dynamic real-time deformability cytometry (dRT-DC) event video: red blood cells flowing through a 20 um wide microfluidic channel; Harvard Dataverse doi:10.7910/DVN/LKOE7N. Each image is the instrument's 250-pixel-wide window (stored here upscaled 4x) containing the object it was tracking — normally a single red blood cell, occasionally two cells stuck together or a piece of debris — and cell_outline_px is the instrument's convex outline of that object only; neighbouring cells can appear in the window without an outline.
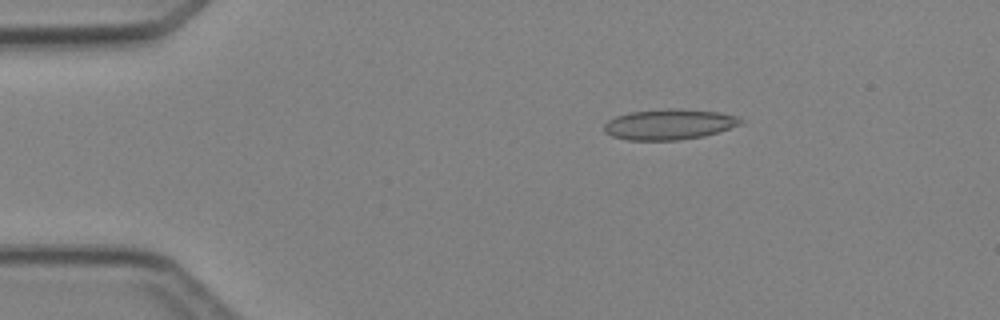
{"species": "Egyptian fruit bat (a non-hibernating species)", "species_latin": "Rousettus aegyptiacus", "temperature_condition": "cold", "stored_images_in_passage": 5, "camera_frame_rate_fps": 3000, "um_per_image_px": 0.085, "animal": {"sex": "female"}, "frame": {"image": 1, "passage_image": 3, "time_ms": 2.333, "image_size_px": [1000, 320], "cell_outline_px": [[744, 120], [740, 124], [704, 136], [676, 140], [628, 140], [612, 136], [604, 132], [604, 124], [608, 120], [616, 116], [632, 112], [668, 108], [676, 108], [720, 112], [740, 116]], "centroid_in_image_um": [56.88, 10.56], "position_along_channel_um": 28.1, "area_um2": 24.28}}